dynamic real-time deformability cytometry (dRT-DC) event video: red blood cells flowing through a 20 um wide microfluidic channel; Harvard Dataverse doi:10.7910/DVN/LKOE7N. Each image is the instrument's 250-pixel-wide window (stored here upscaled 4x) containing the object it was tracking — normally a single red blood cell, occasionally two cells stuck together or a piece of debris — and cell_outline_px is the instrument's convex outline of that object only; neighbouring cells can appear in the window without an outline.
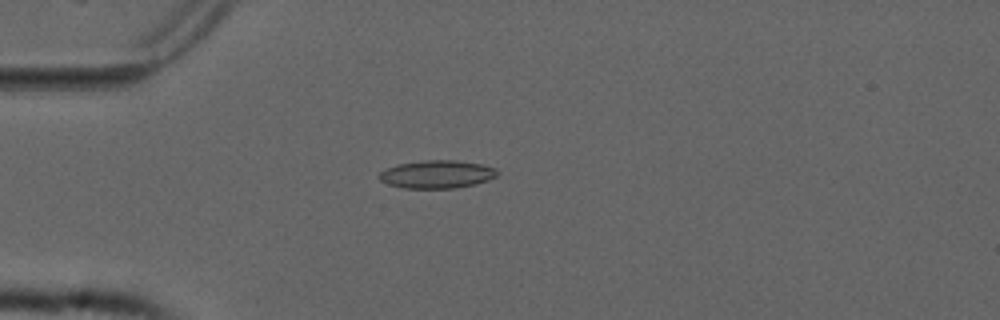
{"species": "common noctule bat (a hibernating species)", "species_latin": "Nyctalus noctula", "temperature_condition": "cold", "stored_images_in_passage": 41, "camera_frame_rate_fps": 3000, "um_per_image_px": 0.085, "animal": {"sex": "male", "forearm_length_mm": 52.5}, "frame": {"image": 1, "passage_image": 2, "time_ms": 0.333, "image_size_px": [1000, 320], "cell_outline_px": [[500, 172], [496, 176], [488, 180], [476, 184], [456, 188], [404, 188], [388, 184], [380, 180], [376, 176], [380, 172], [388, 168], [400, 164], [424, 160], [456, 160], [480, 164], [496, 168]], "centroid_in_image_um": [37.16, 14.82], "position_along_channel_um": 47.8, "area_um2": 19.25}}
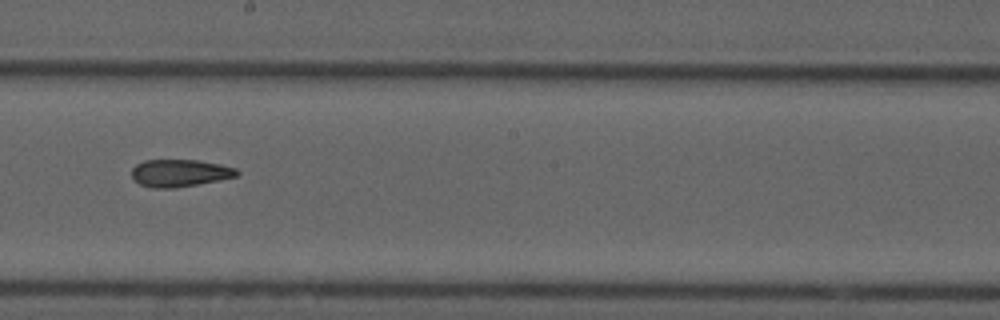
{"frame": {"image": 2, "passage_image": 18, "time_ms": 5.667, "image_size_px": [1000, 320], "cell_outline_px": [[240, 172], [236, 176], [176, 188], [152, 188], [140, 184], [132, 180], [132, 168], [136, 164], [144, 160], [200, 160], [220, 164], [236, 168]], "centroid_in_image_um": [15.24, 14.7], "position_along_channel_um": 233.0, "area_um2": 16.76}}
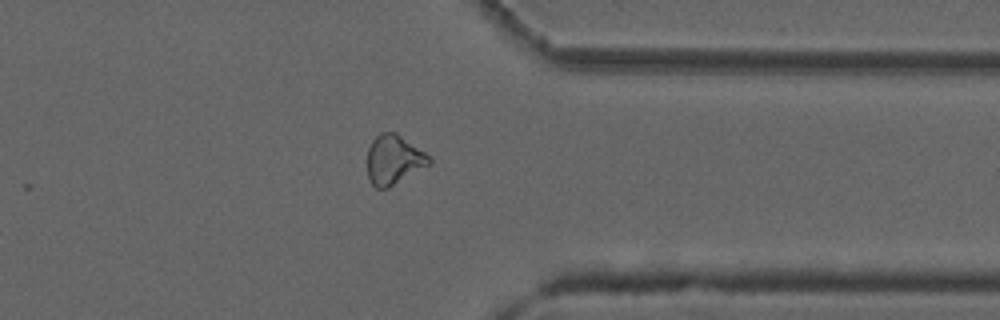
{"frame": {"image": 3, "passage_image": 30, "time_ms": 9.667, "image_size_px": [1000, 320], "cell_outline_px": [[432, 164], [388, 188], [376, 188], [368, 180], [368, 148], [372, 140], [380, 132], [396, 132], [424, 152], [432, 160]], "centroid_in_image_um": [33.47, 13.58], "position_along_channel_um": 377.9, "area_um2": 17.86}, "authors_computed_cell_mechanics": {"area_um2": 17.6868, "velocity_mm_per_s": 3.7657, "shape_relaxation_time_tau1_ms": null, "shape_relaxation_time_tau2_ms": 9.1324, "deformation_change_tau1": null, "deformation_change_tau2": 0.1794}}